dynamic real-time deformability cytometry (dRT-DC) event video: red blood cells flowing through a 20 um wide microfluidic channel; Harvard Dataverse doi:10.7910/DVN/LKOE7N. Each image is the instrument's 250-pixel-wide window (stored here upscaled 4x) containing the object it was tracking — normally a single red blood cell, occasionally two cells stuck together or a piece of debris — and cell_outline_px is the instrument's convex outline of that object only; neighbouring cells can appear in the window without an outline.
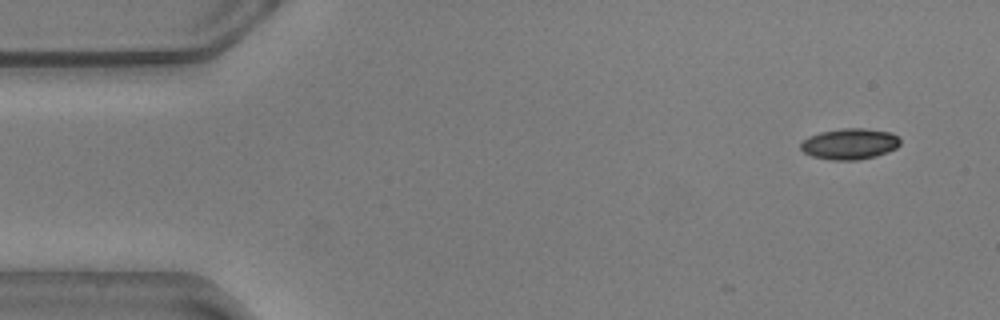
{"species": "common noctule bat (a hibernating species)", "species_latin": "Nyctalus noctula", "temperature_condition": "warm", "stored_images_in_passage": 12, "camera_frame_rate_fps": 3000, "um_per_image_px": 0.085, "animal": {"sex": "male", "body_mass_g": 20.5, "forearm_length_mm": 52.5}, "frame": {"image": 1, "passage_image": 1, "time_ms": 0.0, "image_size_px": [1000, 320], "cell_outline_px": [[900, 144], [896, 148], [888, 152], [876, 156], [856, 160], [832, 160], [812, 156], [804, 152], [800, 148], [800, 144], [808, 136], [820, 132], [844, 128], [864, 128], [892, 132], [900, 136]], "centroid_in_image_um": [72.25, 12.22], "position_along_channel_um": 12.7, "area_um2": 18.09}}